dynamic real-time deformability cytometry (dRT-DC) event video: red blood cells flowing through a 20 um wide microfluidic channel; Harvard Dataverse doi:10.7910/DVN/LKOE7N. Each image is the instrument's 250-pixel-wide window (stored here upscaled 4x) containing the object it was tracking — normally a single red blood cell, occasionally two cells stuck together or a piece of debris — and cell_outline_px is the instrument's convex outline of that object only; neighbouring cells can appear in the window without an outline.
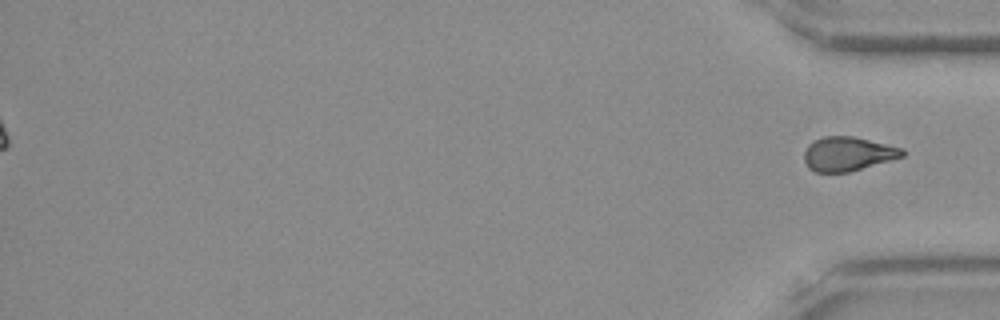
{"species": "Egyptian fruit bat (a non-hibernating species)", "species_latin": "Rousettus aegyptiacus", "temperature_condition": "room temperature", "stored_images_in_passage": 51, "segment_of_instrument_passage": [2, 2], "camera_frame_rate_fps": 3000, "um_per_image_px": 0.085, "frame": {"image": 1, "passage_image": 51, "time_ms": 16.667, "image_size_px": [1000, 320], "cell_outline_px": [[904, 156], [848, 172], [816, 172], [808, 168], [804, 160], [804, 152], [808, 144], [812, 140], [824, 136], [852, 136], [904, 148]], "centroid_in_image_um": [72.03, 13.07], "position_along_channel_um": 363.2, "area_um2": 19.48}}